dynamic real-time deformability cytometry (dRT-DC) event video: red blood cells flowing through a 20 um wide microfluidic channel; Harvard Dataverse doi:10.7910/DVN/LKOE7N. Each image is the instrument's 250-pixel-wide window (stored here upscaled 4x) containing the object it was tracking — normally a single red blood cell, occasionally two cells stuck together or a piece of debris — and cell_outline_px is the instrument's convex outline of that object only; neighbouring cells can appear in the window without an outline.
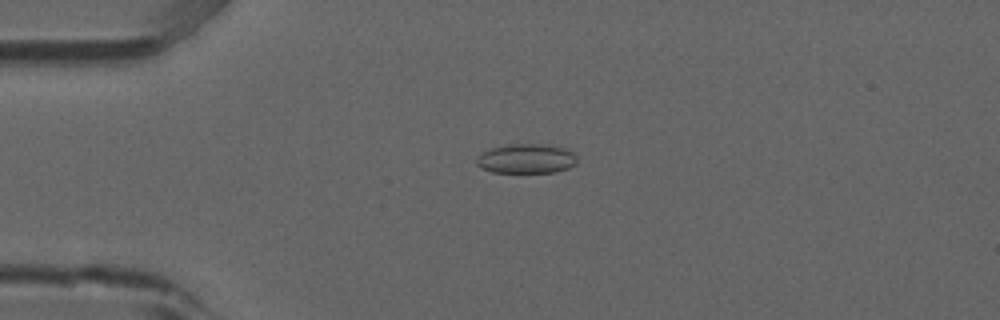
{"species": "common noctule bat (a hibernating species)", "species_latin": "Nyctalus noctula", "temperature_condition": "room temperature", "stored_images_in_passage": 52, "camera_frame_rate_fps": 3000, "um_per_image_px": 0.085, "animal": {"sex": "male", "forearm_length_mm": 52.5}, "frame": {"image": 1, "passage_image": 12, "time_ms": 3.667, "image_size_px": [1000, 320], "cell_outline_px": [[576, 164], [568, 168], [556, 172], [492, 172], [480, 168], [476, 164], [476, 160], [488, 148], [508, 144], [548, 144], [564, 148], [572, 152], [576, 156]], "centroid_in_image_um": [44.73, 13.48], "position_along_channel_um": 40.3, "area_um2": 17.34}}
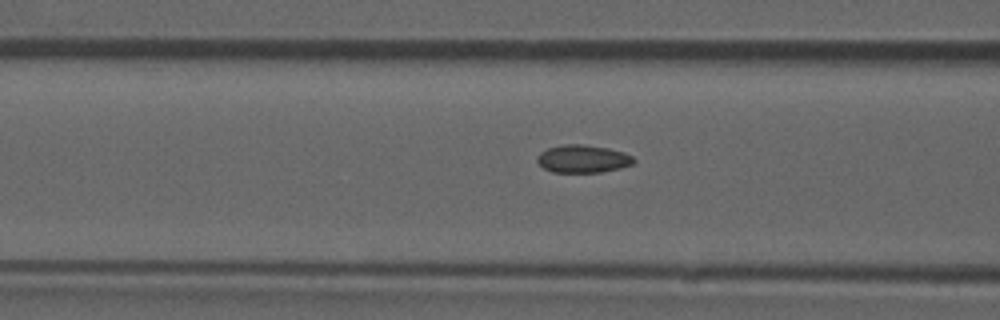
{"frame": {"image": 2, "passage_image": 20, "time_ms": 6.333, "image_size_px": [1000, 320], "cell_outline_px": [[636, 160], [632, 164], [620, 168], [600, 172], [552, 172], [544, 168], [536, 160], [536, 156], [540, 152], [548, 148], [564, 144], [584, 144], [608, 148], [624, 152], [632, 156]], "centroid_in_image_um": [49.53, 13.49], "position_along_channel_um": 117.1, "area_um2": 15.66}}
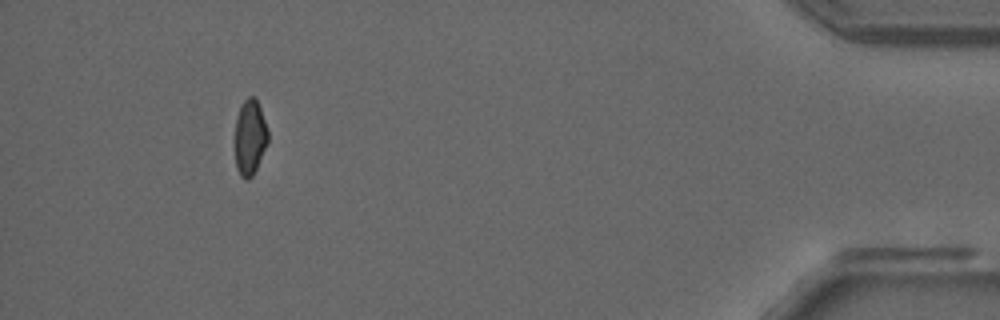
{"frame": {"image": 3, "passage_image": 48, "time_ms": 15.667, "image_size_px": [1000, 320], "cell_outline_px": [[268, 140], [256, 168], [252, 176], [248, 180], [244, 180], [240, 176], [236, 168], [236, 116], [244, 100], [248, 96], [252, 96], [256, 100], [260, 108], [268, 128]], "centroid_in_image_um": [21.24, 11.68], "position_along_channel_um": 414.0, "area_um2": 14.28}, "authors_computed_cell_mechanics": {"area_um2": 15.606, "velocity_mm_per_s": 3.8939, "shape_relaxation_time_tau1_ms": null, "shape_relaxation_time_tau2_ms": 1.9706, "deformation_change_tau1": null, "deformation_change_tau2": 0.0585}}